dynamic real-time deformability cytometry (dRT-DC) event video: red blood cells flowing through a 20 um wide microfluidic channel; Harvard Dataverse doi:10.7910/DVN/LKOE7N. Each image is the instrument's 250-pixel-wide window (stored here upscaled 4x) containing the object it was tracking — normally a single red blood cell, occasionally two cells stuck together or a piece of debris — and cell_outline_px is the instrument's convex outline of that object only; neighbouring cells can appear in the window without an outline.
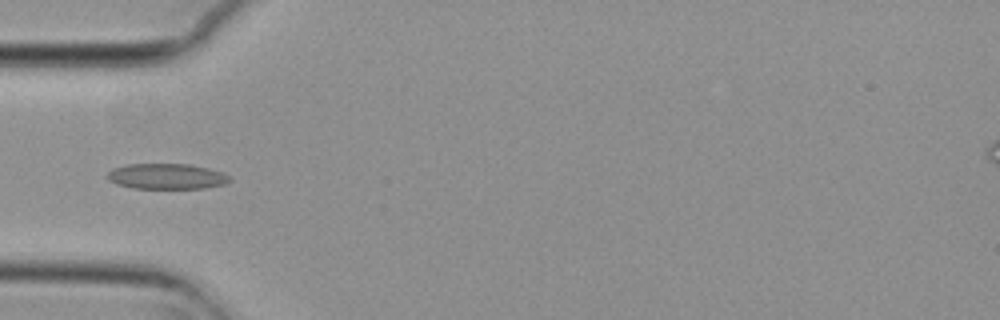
{"species": "common noctule bat (a hibernating species)", "species_latin": "Nyctalus noctula", "temperature_condition": "cold", "stored_images_in_passage": 4, "camera_frame_rate_fps": 3000, "um_per_image_px": 0.085, "animal": {"sex": "female", "body_mass_g": 29.2, "forearm_length_mm": 56.3}, "frame": {"image": 1, "passage_image": 4, "time_ms": 1.0, "image_size_px": [1000, 320], "cell_outline_px": [[232, 180], [224, 184], [204, 188], [132, 188], [116, 184], [108, 180], [104, 176], [112, 168], [128, 164], [188, 164], [208, 168], [224, 172]], "centroid_in_image_um": [14.13, 14.99], "position_along_channel_um": 70.9, "area_um2": 18.32}}